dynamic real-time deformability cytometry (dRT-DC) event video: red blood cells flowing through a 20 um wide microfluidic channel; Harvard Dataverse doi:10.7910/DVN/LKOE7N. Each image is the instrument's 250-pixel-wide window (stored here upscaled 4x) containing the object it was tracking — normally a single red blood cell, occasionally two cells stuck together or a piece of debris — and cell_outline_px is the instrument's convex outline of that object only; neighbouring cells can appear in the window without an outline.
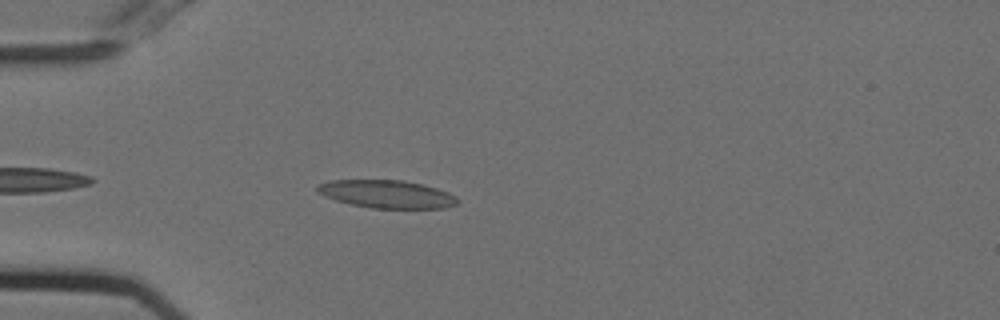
{"species": "Egyptian fruit bat (a non-hibernating species)", "species_latin": "Rousettus aegyptiacus", "temperature_condition": "cold", "stored_images_in_passage": 41, "camera_frame_rate_fps": 3000, "um_per_image_px": 0.085, "animal": {"sex": "female"}, "frame": {"image": 1, "passage_image": 5, "time_ms": 1.333, "image_size_px": [1000, 320], "cell_outline_px": [[460, 200], [456, 204], [444, 208], [372, 208], [352, 204], [336, 200], [324, 196], [316, 192], [316, 184], [332, 180], [404, 180], [424, 184], [448, 192], [456, 196]], "centroid_in_image_um": [32.87, 16.49], "position_along_channel_um": 52.1, "area_um2": 22.89}}
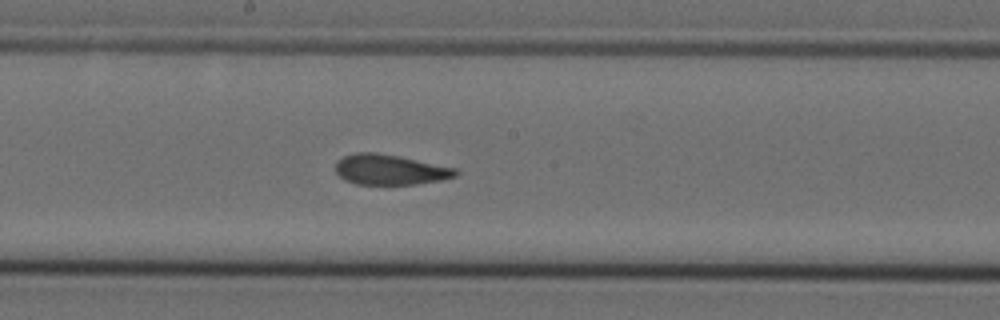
{"frame": {"image": 2, "passage_image": 19, "time_ms": 6.0, "image_size_px": [1000, 320], "cell_outline_px": [[460, 172], [456, 176], [440, 180], [416, 184], [356, 184], [344, 180], [336, 172], [336, 160], [344, 156], [356, 152], [376, 152], [456, 168]], "centroid_in_image_um": [33.12, 14.42], "position_along_channel_um": 215.1, "area_um2": 21.04}}
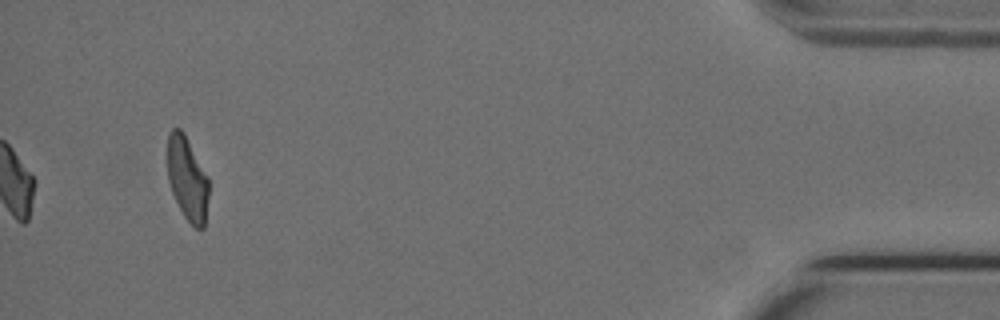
{"frame": {"image": 3, "passage_image": 41, "time_ms": 13.333, "image_size_px": [1000, 320], "cell_outline_px": [[208, 196], [204, 228], [196, 228], [184, 216], [172, 192], [168, 180], [168, 132], [172, 128], [180, 128], [184, 132], [208, 176]], "centroid_in_image_um": [15.92, 15.15], "position_along_channel_um": 419.3, "area_um2": 20.0}, "authors_computed_cell_mechanics": {"area_um2": 21.7328, "velocity_mm_per_s": 3.7391, "shape_relaxation_time_tau1_ms": 6.5885, "shape_relaxation_time_tau2_ms": 1.7999, "deformation_change_tau1": 0.2021, "deformation_change_tau2": 0.105}}